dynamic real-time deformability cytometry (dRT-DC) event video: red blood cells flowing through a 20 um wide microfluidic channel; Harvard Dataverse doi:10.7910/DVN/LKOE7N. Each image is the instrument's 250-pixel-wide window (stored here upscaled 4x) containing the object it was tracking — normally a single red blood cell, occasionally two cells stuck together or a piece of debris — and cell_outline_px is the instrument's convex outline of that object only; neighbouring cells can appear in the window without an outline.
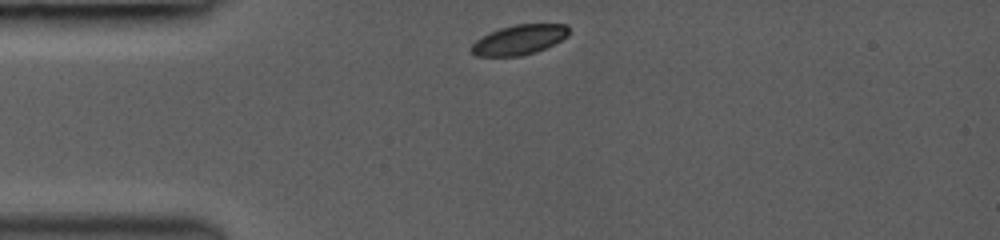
{"species": "common noctule bat (a hibernating species)", "species_latin": "Nyctalus noctula", "temperature_condition": "room temperature", "stored_images_in_passage": 35, "camera_frame_rate_fps": 3000, "um_per_image_px": 0.085, "animal": {"sex": "female", "body_mass_g": 19.0, "forearm_length_mm": 53.3}, "frame": {"image": 1, "passage_image": 1, "time_ms": 0.0, "image_size_px": [1000, 240], "cell_outline_px": [[568, 36], [536, 52], [520, 56], [476, 56], [468, 48], [476, 40], [488, 32], [500, 28], [516, 24], [564, 24], [568, 28]], "centroid_in_image_um": [44.07, 3.38], "position_along_channel_um": 40.9, "area_um2": 16.88}}
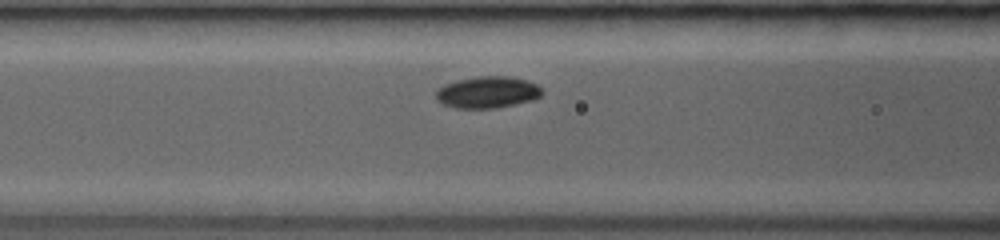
{"frame": {"image": 2, "passage_image": 21, "time_ms": 2.667, "image_size_px": [1000, 240], "cell_outline_px": [[544, 92], [536, 100], [496, 108], [456, 108], [444, 104], [436, 100], [436, 88], [444, 84], [456, 80], [476, 76], [508, 76], [528, 80], [536, 84]], "centroid_in_image_um": [41.44, 7.84], "position_along_channel_um": 125.2, "area_um2": 19.88}}
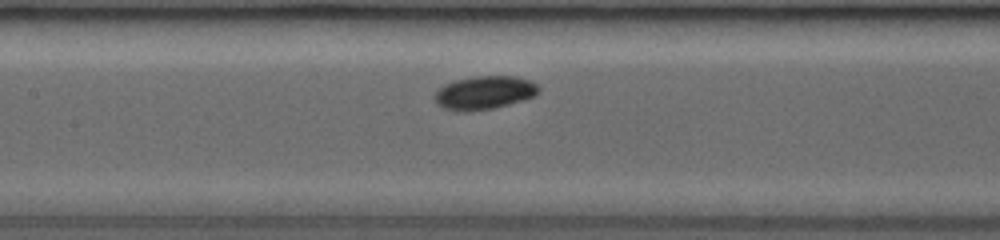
{"frame": {"image": 3, "passage_image": 28, "time_ms": 3.667, "image_size_px": [1000, 240], "cell_outline_px": [[540, 92], [536, 96], [524, 100], [492, 108], [468, 112], [460, 112], [444, 108], [436, 104], [432, 96], [444, 84], [456, 80], [472, 76], [516, 76], [528, 80], [536, 84], [540, 88]], "centroid_in_image_um": [41.16, 7.88], "position_along_channel_um": 166.2, "area_um2": 20.46}}